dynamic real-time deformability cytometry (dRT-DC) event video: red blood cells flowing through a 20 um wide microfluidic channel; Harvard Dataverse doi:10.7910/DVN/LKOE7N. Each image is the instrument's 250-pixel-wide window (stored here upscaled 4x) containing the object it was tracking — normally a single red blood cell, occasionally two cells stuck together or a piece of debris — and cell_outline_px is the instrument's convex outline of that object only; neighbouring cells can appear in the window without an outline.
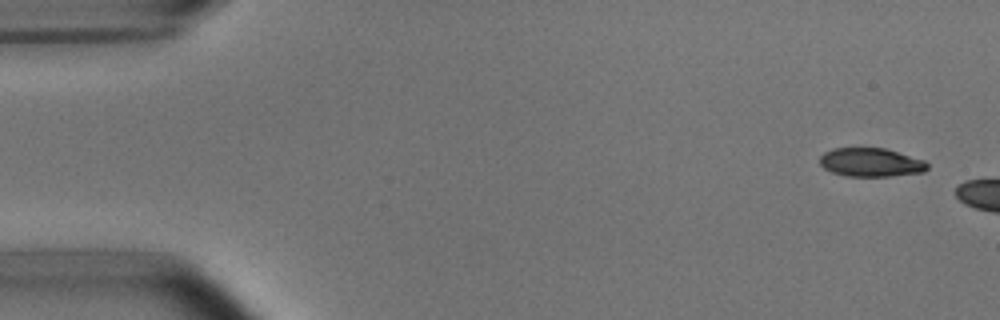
{"species": "common noctule bat (a hibernating species)", "species_latin": "Nyctalus noctula", "temperature_condition": "room temperature", "stored_images_in_passage": 4, "camera_frame_rate_fps": 3000, "um_per_image_px": 0.085, "animal": {"sex": "male", "body_mass_g": 15.6}, "frame": {"image": 1, "passage_image": 1, "time_ms": 0.0, "image_size_px": [1000, 320], "cell_outline_px": [[928, 168], [924, 172], [892, 176], [848, 176], [832, 172], [824, 168], [820, 164], [820, 156], [824, 152], [832, 148], [884, 148], [924, 160], [928, 164]], "centroid_in_image_um": [74.02, 13.8], "position_along_channel_um": 11.0, "area_um2": 17.92}}